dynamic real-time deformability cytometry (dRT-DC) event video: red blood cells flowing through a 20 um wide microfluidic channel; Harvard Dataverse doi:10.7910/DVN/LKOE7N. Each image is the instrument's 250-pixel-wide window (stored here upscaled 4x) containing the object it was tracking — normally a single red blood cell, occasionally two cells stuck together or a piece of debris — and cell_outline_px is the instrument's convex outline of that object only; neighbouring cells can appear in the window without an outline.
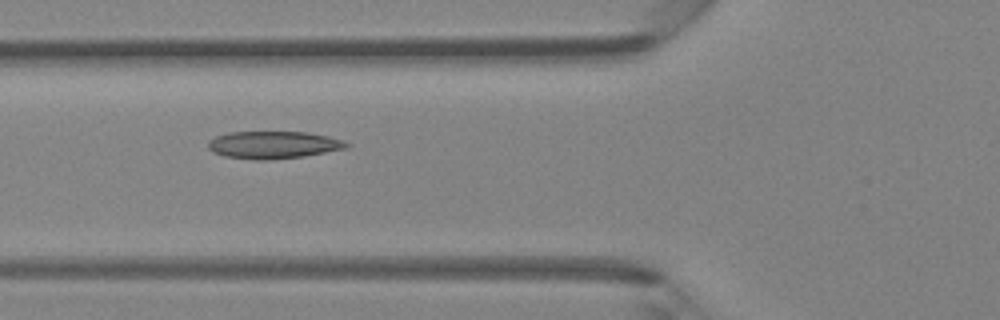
{"species": "Egyptian fruit bat (a non-hibernating species)", "species_latin": "Rousettus aegyptiacus", "temperature_condition": "room temperature", "stored_images_in_passage": 6, "camera_frame_rate_fps": 3000, "um_per_image_px": 0.085, "animal": {"sex": "female"}, "frame": {"image": 1, "passage_image": 6, "time_ms": 5.667, "image_size_px": [1000, 320], "cell_outline_px": [[352, 144], [348, 148], [304, 156], [272, 160], [252, 160], [224, 156], [212, 152], [208, 148], [208, 140], [216, 136], [228, 132], [308, 132], [328, 136], [344, 140]], "centroid_in_image_um": [23.25, 12.32], "position_along_channel_um": 102.6, "area_um2": 22.43}}